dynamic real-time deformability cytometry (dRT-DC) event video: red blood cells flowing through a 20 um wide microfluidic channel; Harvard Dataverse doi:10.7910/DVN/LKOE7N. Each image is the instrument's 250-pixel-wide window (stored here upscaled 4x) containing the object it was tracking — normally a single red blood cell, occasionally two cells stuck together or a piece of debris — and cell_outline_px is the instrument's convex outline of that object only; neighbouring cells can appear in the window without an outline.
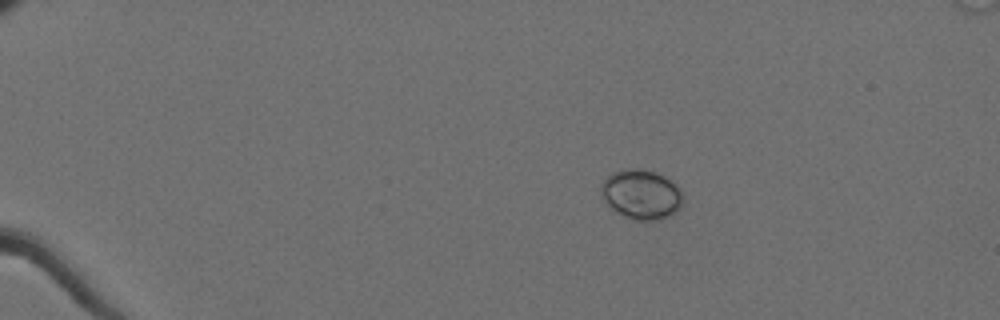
{"species": "Egyptian fruit bat (a non-hibernating species)", "species_latin": "Rousettus aegyptiacus", "temperature_condition": "cold", "stored_images_in_passage": 49, "camera_frame_rate_fps": 3000, "um_per_image_px": 0.085, "animal": {"sex": "female"}, "frame": {"image": 1, "passage_image": 1, "time_ms": 0.0, "image_size_px": [1000, 320], "cell_outline_px": [[684, 196], [680, 208], [672, 216], [656, 220], [632, 220], [608, 208], [600, 192], [600, 184], [612, 172], [628, 168], [632, 168], [656, 172], [664, 176], [680, 188]], "centroid_in_image_um": [54.5, 16.54], "position_along_channel_um": 30.5, "area_um2": 24.04}}
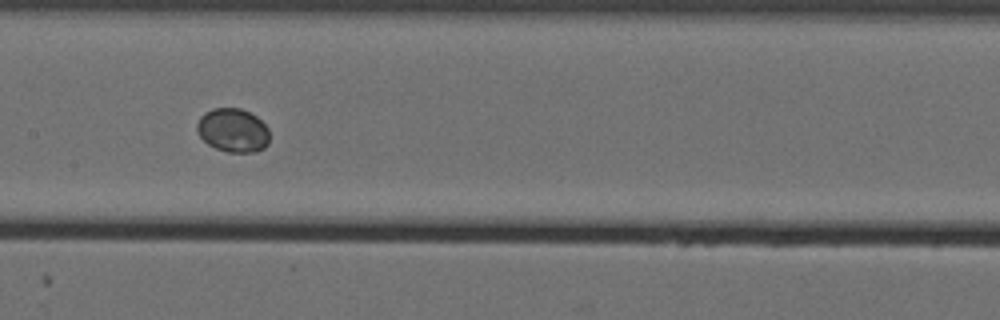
{"frame": {"image": 2, "passage_image": 22, "time_ms": 7.0, "image_size_px": [1000, 320], "cell_outline_px": [[268, 144], [264, 148], [256, 152], [228, 152], [216, 148], [208, 144], [196, 132], [196, 124], [200, 116], [204, 112], [212, 108], [240, 108], [256, 116], [268, 128]], "centroid_in_image_um": [19.77, 11.07], "position_along_channel_um": 187.6, "area_um2": 18.55}}
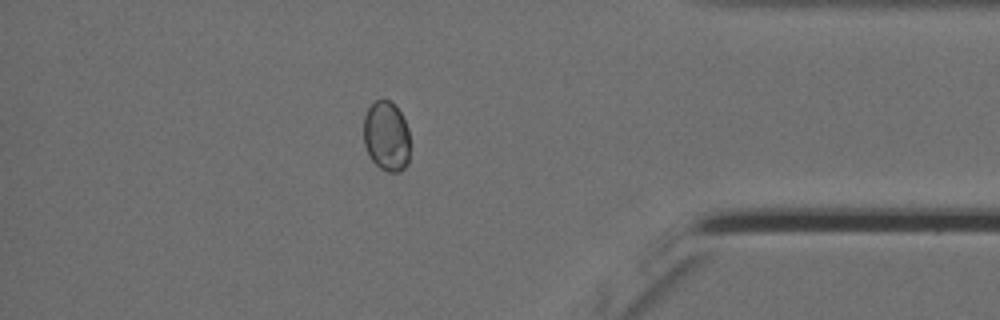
{"frame": {"image": 3, "passage_image": 42, "time_ms": 13.667, "image_size_px": [1000, 320], "cell_outline_px": [[408, 164], [400, 172], [388, 172], [380, 168], [372, 160], [364, 144], [364, 116], [368, 108], [376, 100], [388, 100], [400, 112], [408, 128]], "centroid_in_image_um": [32.84, 11.6], "position_along_channel_um": 402.4, "area_um2": 18.67}}